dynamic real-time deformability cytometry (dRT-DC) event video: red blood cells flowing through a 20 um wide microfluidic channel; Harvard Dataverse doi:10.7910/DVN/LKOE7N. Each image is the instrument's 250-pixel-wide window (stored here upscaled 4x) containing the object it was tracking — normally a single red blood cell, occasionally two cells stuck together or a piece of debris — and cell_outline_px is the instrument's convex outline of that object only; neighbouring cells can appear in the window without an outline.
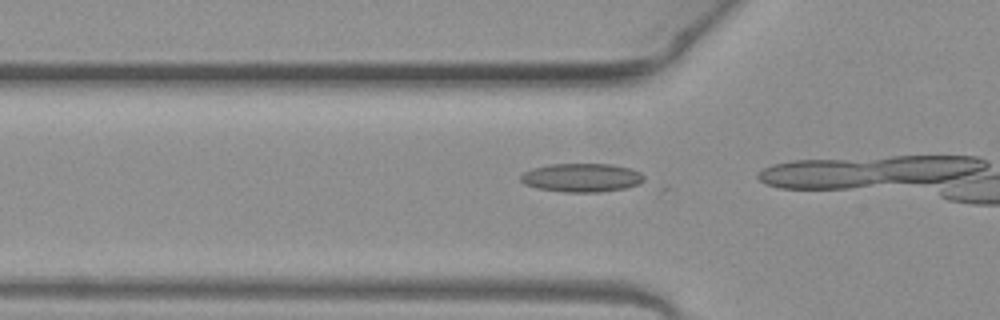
{"species": "common noctule bat (a hibernating species)", "species_latin": "Nyctalus noctula", "temperature_condition": "warm", "stored_images_in_passage": 8, "camera_frame_rate_fps": 3000, "um_per_image_px": 0.085, "animal": {"sex": "female", "body_mass_g": 19.3, "forearm_length_mm": 54.1}, "frame": {"image": 1, "passage_image": 3, "time_ms": 0.667, "image_size_px": [1000, 320], "cell_outline_px": [[644, 180], [636, 184], [624, 188], [600, 192], [564, 192], [536, 188], [524, 184], [520, 180], [520, 176], [524, 172], [532, 168], [552, 164], [612, 164], [632, 168], [640, 172], [644, 176]], "centroid_in_image_um": [49.42, 15.09], "position_along_channel_um": 76.4, "area_um2": 20.58}}